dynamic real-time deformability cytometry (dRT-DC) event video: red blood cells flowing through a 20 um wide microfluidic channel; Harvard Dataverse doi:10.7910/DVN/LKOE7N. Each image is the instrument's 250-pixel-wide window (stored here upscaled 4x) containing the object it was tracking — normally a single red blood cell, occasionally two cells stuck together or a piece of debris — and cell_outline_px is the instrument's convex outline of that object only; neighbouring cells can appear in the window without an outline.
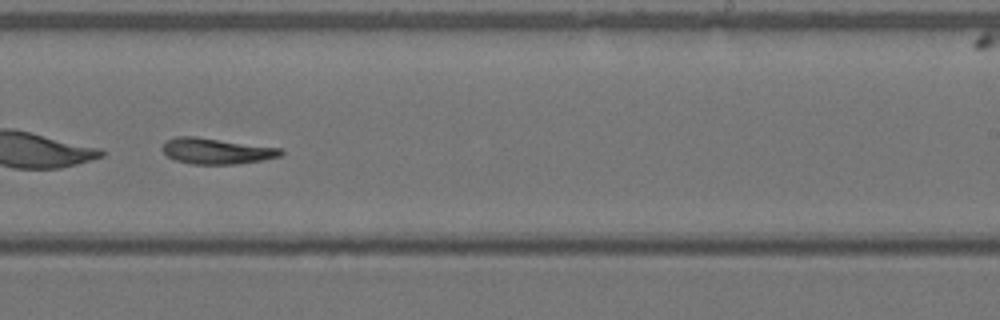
{"species": "Egyptian fruit bat (a non-hibernating species)", "species_latin": "Rousettus aegyptiacus", "temperature_condition": "warm", "stored_images_in_passage": 29, "camera_frame_rate_fps": 3000, "um_per_image_px": 0.085, "animal": {"sex": "female"}, "frame": {"image": 1, "passage_image": 17, "time_ms": 5.333, "image_size_px": [1000, 320], "cell_outline_px": [[284, 152], [280, 156], [260, 160], [236, 164], [192, 164], [176, 160], [168, 156], [160, 148], [168, 140], [176, 136], [196, 136], [280, 148]], "centroid_in_image_um": [18.37, 12.83], "position_along_channel_um": 270.6, "area_um2": 17.69}}